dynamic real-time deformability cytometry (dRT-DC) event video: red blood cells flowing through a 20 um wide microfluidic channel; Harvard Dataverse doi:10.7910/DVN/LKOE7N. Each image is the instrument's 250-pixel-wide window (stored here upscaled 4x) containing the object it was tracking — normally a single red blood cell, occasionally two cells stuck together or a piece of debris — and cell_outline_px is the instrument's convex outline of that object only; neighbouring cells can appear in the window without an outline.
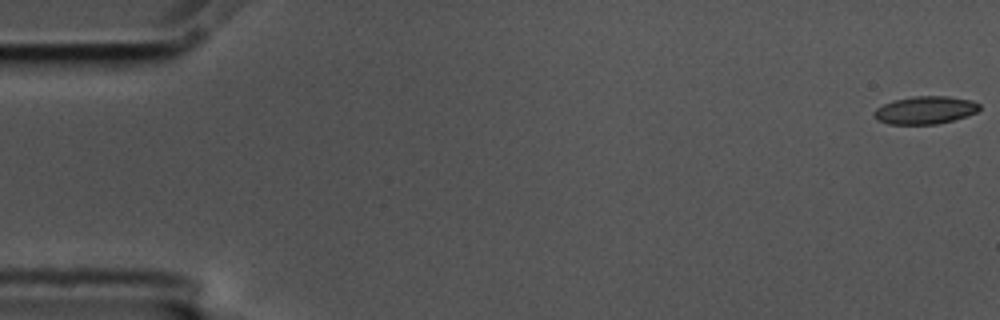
{"species": "common noctule bat (a hibernating species)", "species_latin": "Nyctalus noctula", "temperature_condition": "cold", "stored_images_in_passage": 57, "camera_frame_rate_fps": 3000, "um_per_image_px": 0.085, "animal": {"sex": "male", "body_mass_g": 17.5, "forearm_length_mm": 52.3}, "frame": {"image": 1, "passage_image": 1, "time_ms": 0.0, "image_size_px": [1000, 320], "cell_outline_px": [[980, 108], [976, 112], [968, 116], [936, 124], [888, 124], [876, 120], [872, 116], [872, 112], [876, 108], [892, 100], [912, 96], [948, 96], [972, 100], [980, 104]], "centroid_in_image_um": [78.6, 9.36], "position_along_channel_um": 6.4, "area_um2": 17.28}}
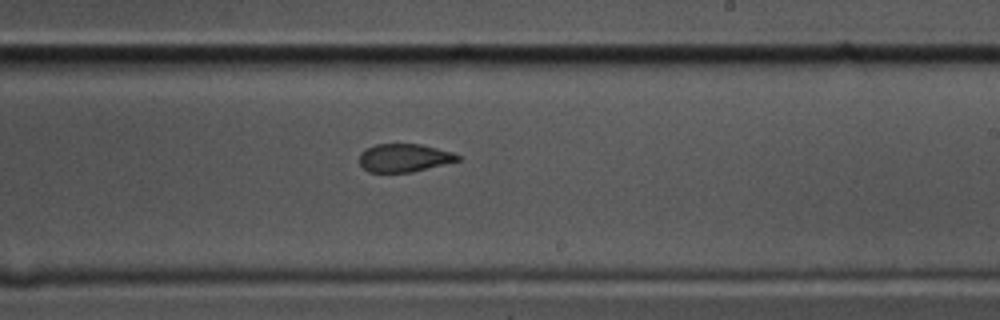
{"frame": {"image": 2, "passage_image": 34, "time_ms": 11.0, "image_size_px": [1000, 320], "cell_outline_px": [[460, 160], [412, 172], [368, 172], [360, 164], [360, 152], [364, 148], [376, 144], [420, 144], [452, 152], [460, 156]], "centroid_in_image_um": [34.32, 13.41], "position_along_channel_um": 254.7, "area_um2": 16.07}}
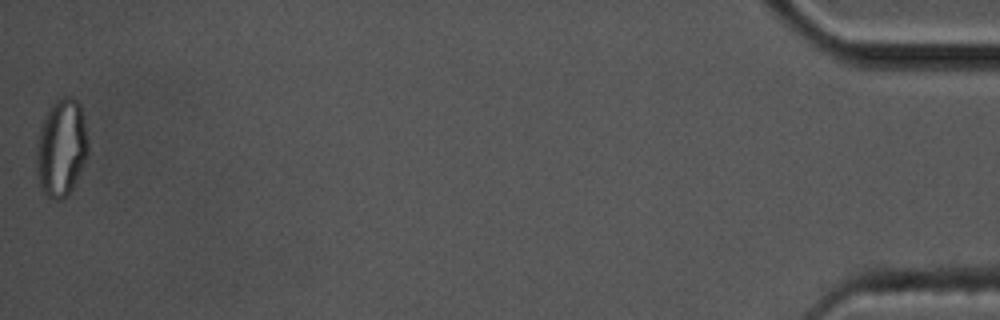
{"frame": {"image": 3, "passage_image": 57, "time_ms": 18.667, "image_size_px": [1000, 320], "cell_outline_px": [[88, 152], [72, 188], [68, 196], [60, 200], [56, 200], [48, 196], [40, 188], [36, 172], [36, 144], [40, 124], [48, 108], [56, 100], [64, 96], [72, 96], [80, 104], [88, 140]], "centroid_in_image_um": [5.18, 12.54], "position_along_channel_um": 430.0, "area_um2": 29.54}, "authors_computed_cell_mechanics": {"area_um2": 17.6868, "velocity_mm_per_s": 3.5563, "shape_relaxation_time_tau1_ms": null, "shape_relaxation_time_tau2_ms": 2.0083, "deformation_change_tau1": null, "deformation_change_tau2": 0.0701}}